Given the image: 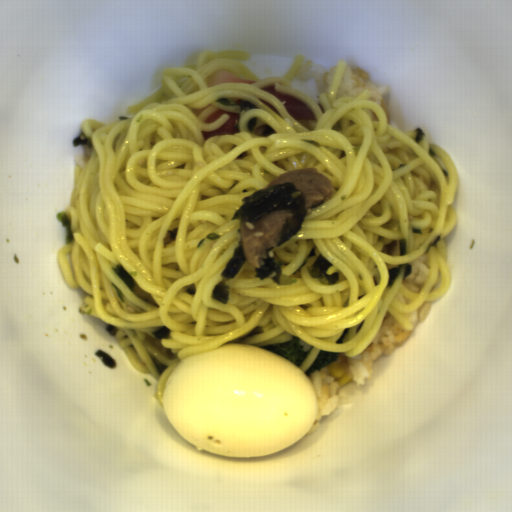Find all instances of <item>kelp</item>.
<instances>
[{
    "mask_svg": "<svg viewBox=\"0 0 512 512\" xmlns=\"http://www.w3.org/2000/svg\"><path fill=\"white\" fill-rule=\"evenodd\" d=\"M241 200L244 203L236 208L230 220H249L255 223L274 211H291L290 220L286 217L281 225L276 246L284 244L294 236L307 215L306 196L295 182L288 181L266 189H258L251 195L243 196Z\"/></svg>",
    "mask_w": 512,
    "mask_h": 512,
    "instance_id": "99668d17",
    "label": "kelp"
},
{
    "mask_svg": "<svg viewBox=\"0 0 512 512\" xmlns=\"http://www.w3.org/2000/svg\"><path fill=\"white\" fill-rule=\"evenodd\" d=\"M113 271L128 290L135 291L137 286L136 280L123 264L115 265Z\"/></svg>",
    "mask_w": 512,
    "mask_h": 512,
    "instance_id": "d102d525",
    "label": "kelp"
},
{
    "mask_svg": "<svg viewBox=\"0 0 512 512\" xmlns=\"http://www.w3.org/2000/svg\"><path fill=\"white\" fill-rule=\"evenodd\" d=\"M246 255L242 249V238L235 247L232 257L226 262L224 269L222 270V278L213 285L211 289V297L221 303H229L230 287L227 281L234 278L238 272L242 269Z\"/></svg>",
    "mask_w": 512,
    "mask_h": 512,
    "instance_id": "cf089659",
    "label": "kelp"
},
{
    "mask_svg": "<svg viewBox=\"0 0 512 512\" xmlns=\"http://www.w3.org/2000/svg\"><path fill=\"white\" fill-rule=\"evenodd\" d=\"M332 266L331 262L326 259L321 253L317 256L316 260L312 264L311 267L319 271L325 279H327L330 283H334L336 281H339L341 277V273H335V274H328L327 269L328 267Z\"/></svg>",
    "mask_w": 512,
    "mask_h": 512,
    "instance_id": "861f05c9",
    "label": "kelp"
},
{
    "mask_svg": "<svg viewBox=\"0 0 512 512\" xmlns=\"http://www.w3.org/2000/svg\"><path fill=\"white\" fill-rule=\"evenodd\" d=\"M264 260L265 263L263 266L259 268L255 267L256 273L253 274L254 277H259L260 280H265L267 277H269L272 273L275 272L271 279H273L276 284L281 282L283 264L277 262L274 258L268 256H266Z\"/></svg>",
    "mask_w": 512,
    "mask_h": 512,
    "instance_id": "604fcf36",
    "label": "kelp"
}]
</instances>
